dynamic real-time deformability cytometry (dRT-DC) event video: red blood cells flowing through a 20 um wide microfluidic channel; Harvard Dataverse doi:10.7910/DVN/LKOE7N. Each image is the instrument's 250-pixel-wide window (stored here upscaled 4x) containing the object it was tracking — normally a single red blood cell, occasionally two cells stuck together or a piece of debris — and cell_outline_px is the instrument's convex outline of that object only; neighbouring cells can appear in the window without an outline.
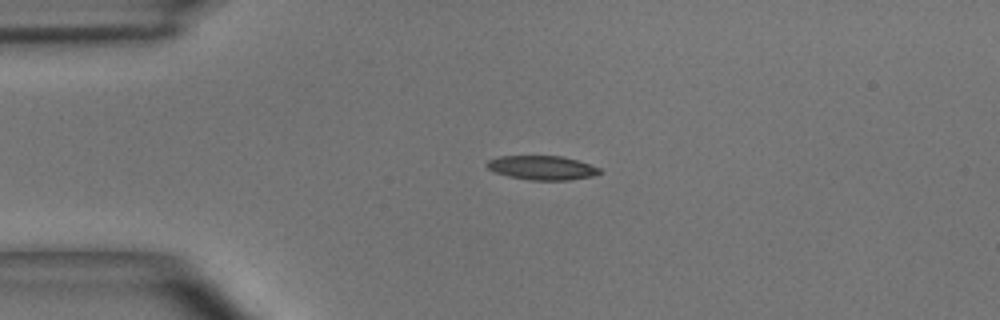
{"species": "common noctule bat (a hibernating species)", "species_latin": "Nyctalus noctula", "temperature_condition": "room temperature", "stored_images_in_passage": 39, "camera_frame_rate_fps": 3000, "um_per_image_px": 0.085, "animal": {"sex": "male", "body_mass_g": 15.6}, "frame": {"image": 1, "passage_image": 1, "time_ms": 0.0, "image_size_px": [1000, 320], "cell_outline_px": [[600, 172], [592, 176], [568, 180], [532, 180], [508, 176], [496, 172], [488, 168], [484, 164], [488, 160], [500, 156], [564, 156], [600, 168]], "centroid_in_image_um": [46.04, 14.25], "position_along_channel_um": 39.0, "area_um2": 15.66}}
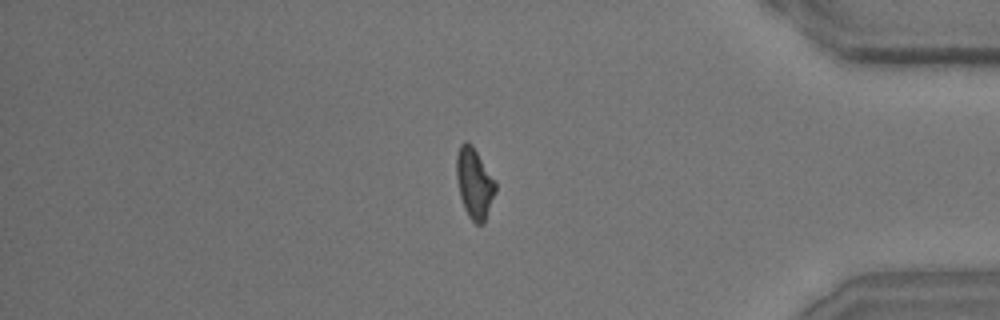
{"frame": {"image": 2, "passage_image": 32, "time_ms": 10.333, "image_size_px": [1000, 320], "cell_outline_px": [[496, 192], [484, 224], [476, 224], [468, 216], [464, 208], [460, 196], [456, 176], [456, 156], [460, 144], [464, 140], [472, 144], [496, 180]], "centroid_in_image_um": [40.33, 15.56], "position_along_channel_um": 394.9, "area_um2": 16.3}}
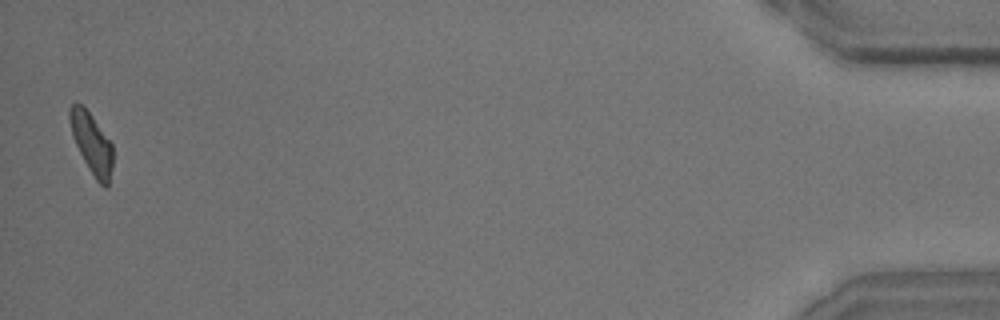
{"frame": {"image": 3, "passage_image": 39, "time_ms": 12.667, "image_size_px": [1000, 320], "cell_outline_px": [[112, 168], [108, 188], [104, 188], [96, 180], [84, 160], [72, 136], [68, 120], [68, 108], [72, 104], [80, 104], [92, 116], [112, 144]], "centroid_in_image_um": [7.78, 12.2], "position_along_channel_um": 427.4, "area_um2": 15.09}, "authors_computed_cell_mechanics": {"area_um2": 16.1262, "velocity_mm_per_s": 3.983, "shape_relaxation_time_tau1_ms": 6.4364, "shape_relaxation_time_tau2_ms": null, "deformation_change_tau1": 0.1861, "deformation_change_tau2": null}}